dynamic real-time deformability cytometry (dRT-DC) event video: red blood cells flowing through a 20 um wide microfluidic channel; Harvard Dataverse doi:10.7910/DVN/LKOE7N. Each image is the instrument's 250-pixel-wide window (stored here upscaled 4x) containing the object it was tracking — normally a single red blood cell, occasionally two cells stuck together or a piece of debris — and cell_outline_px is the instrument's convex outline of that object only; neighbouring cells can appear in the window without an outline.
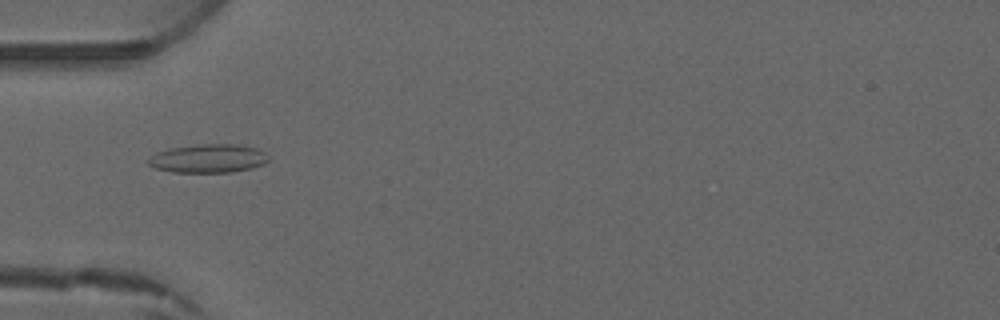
{"species": "common noctule bat (a hibernating species)", "species_latin": "Nyctalus noctula", "temperature_condition": "warm", "stored_images_in_passage": 3, "camera_frame_rate_fps": 3000, "um_per_image_px": 0.085, "animal": {"sex": "male", "forearm_length_mm": 52.5}, "frame": {"image": 1, "passage_image": 2, "time_ms": 1.333, "image_size_px": [1000, 320], "cell_outline_px": [[268, 160], [264, 164], [252, 168], [232, 172], [172, 172], [156, 168], [148, 164], [148, 160], [156, 152], [168, 148], [196, 144], [236, 144], [256, 148], [264, 152], [268, 156]], "centroid_in_image_um": [17.7, 13.46], "position_along_channel_um": 67.3, "area_um2": 20.06}}
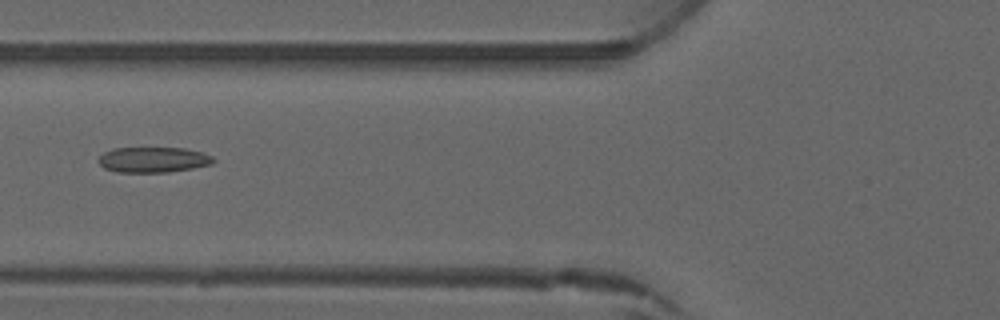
{"frame": {"image": 2, "passage_image": 3, "time_ms": 2.333, "image_size_px": [1000, 320], "cell_outline_px": [[216, 160], [212, 164], [192, 168], [168, 172], [116, 172], [104, 168], [96, 160], [104, 152], [112, 148], [184, 148], [204, 152], [212, 156]], "centroid_in_image_um": [13.02, 13.57], "position_along_channel_um": 112.8, "area_um2": 17.17}}